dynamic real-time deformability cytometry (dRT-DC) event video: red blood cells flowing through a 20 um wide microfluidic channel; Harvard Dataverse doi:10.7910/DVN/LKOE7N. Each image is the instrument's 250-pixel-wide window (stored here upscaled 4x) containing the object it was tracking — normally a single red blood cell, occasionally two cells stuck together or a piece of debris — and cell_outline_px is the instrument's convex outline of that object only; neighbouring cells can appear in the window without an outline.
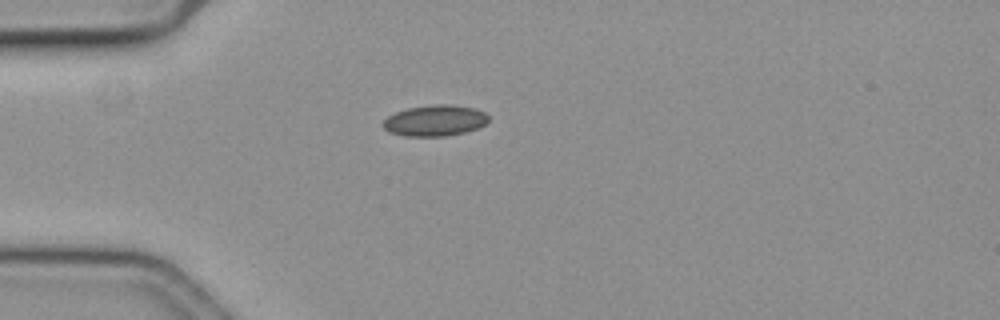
{"species": "common noctule bat (a hibernating species)", "species_latin": "Nyctalus noctula", "temperature_condition": "cold", "stored_images_in_passage": 26, "camera_frame_rate_fps": 3000, "um_per_image_px": 0.085, "animal": {"sex": "female", "body_mass_g": 19.3, "forearm_length_mm": 54.1}, "frame": {"image": 1, "passage_image": 1, "time_ms": 0.0, "image_size_px": [1000, 320], "cell_outline_px": [[488, 120], [484, 124], [476, 128], [464, 132], [444, 136], [404, 136], [388, 132], [380, 124], [388, 116], [396, 112], [408, 108], [436, 104], [448, 104], [476, 108], [484, 112], [488, 116]], "centroid_in_image_um": [36.93, 10.25], "position_along_channel_um": 48.1, "area_um2": 19.02}}
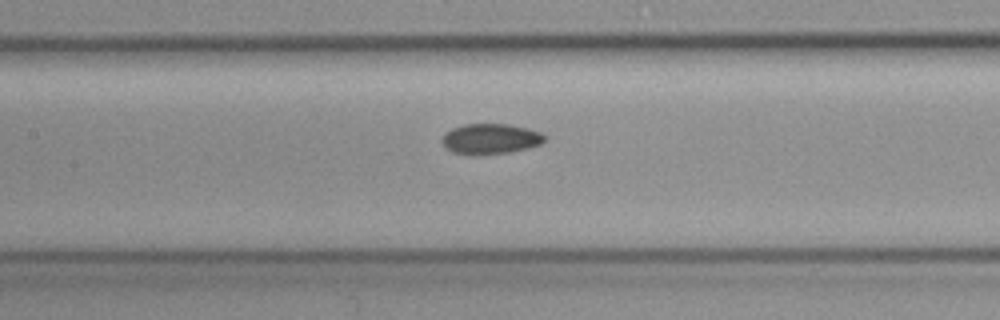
{"frame": {"image": 2, "passage_image": 12, "time_ms": 3.667, "image_size_px": [1000, 320], "cell_outline_px": [[544, 140], [540, 144], [528, 148], [512, 152], [476, 156], [468, 156], [452, 152], [444, 148], [440, 140], [444, 132], [452, 128], [464, 124], [508, 124], [528, 128], [540, 132], [544, 136]], "centroid_in_image_um": [41.61, 11.83], "position_along_channel_um": 165.8, "area_um2": 18.67}}
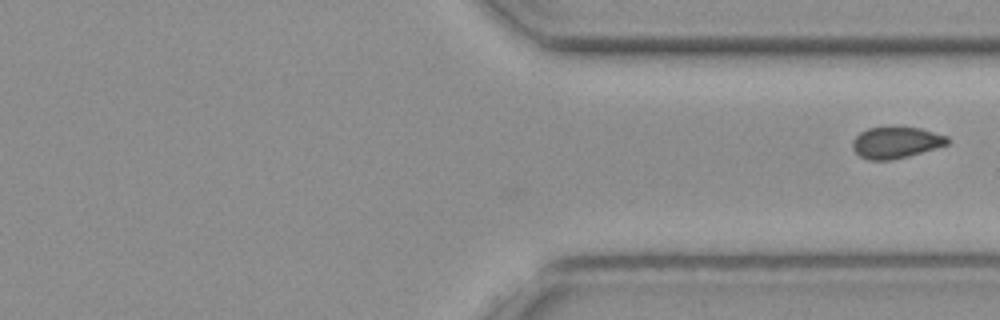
{"frame": {"image": 3, "passage_image": 26, "time_ms": 8.333, "image_size_px": [1000, 320], "cell_outline_px": [[952, 140], [948, 144], [936, 148], [908, 156], [892, 160], [868, 160], [860, 156], [852, 148], [852, 140], [860, 132], [868, 128], [920, 128], [948, 136]], "centroid_in_image_um": [76.17, 12.13], "position_along_channel_um": 335.2, "area_um2": 17.28}}